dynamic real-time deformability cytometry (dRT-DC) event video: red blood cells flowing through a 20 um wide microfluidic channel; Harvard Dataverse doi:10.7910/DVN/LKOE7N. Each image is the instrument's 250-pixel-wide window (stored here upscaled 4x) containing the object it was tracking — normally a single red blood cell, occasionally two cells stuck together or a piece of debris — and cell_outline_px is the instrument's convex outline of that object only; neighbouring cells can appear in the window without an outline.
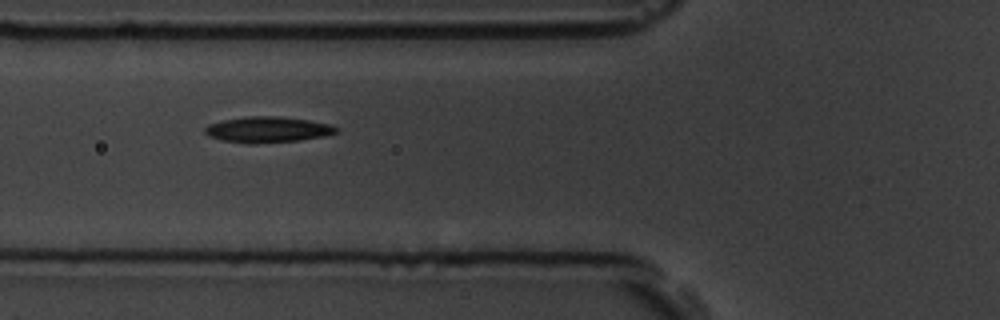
{"species": "common noctule bat (a hibernating species)", "species_latin": "Nyctalus noctula", "temperature_condition": "room temperature", "stored_images_in_passage": 7, "camera_frame_rate_fps": 3000, "um_per_image_px": 0.085, "animal": {"sex": "male", "body_mass_g": 19.5, "forearm_length_mm": 54.6}, "frame": {"image": 1, "passage_image": 6, "time_ms": 6.333, "image_size_px": [1000, 320], "cell_outline_px": [[340, 128], [336, 132], [324, 136], [300, 140], [256, 144], [248, 144], [224, 140], [208, 136], [204, 132], [204, 128], [208, 124], [224, 120], [248, 116], [280, 116], [308, 120], [332, 124]], "centroid_in_image_um": [22.76, 11.01], "position_along_channel_um": 103.0, "area_um2": 19.88}}
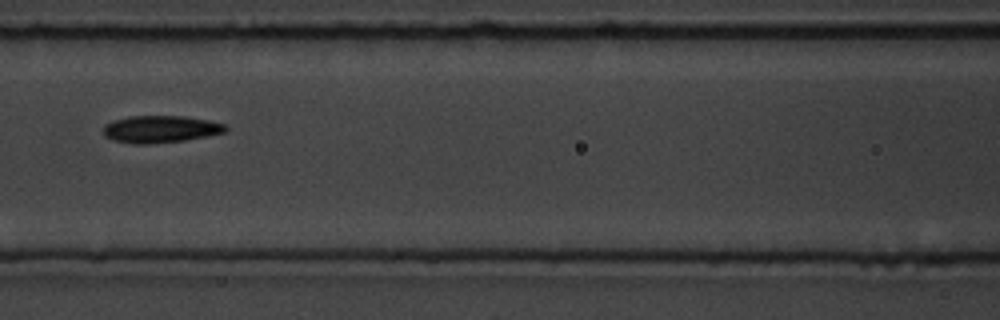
{"frame": {"image": 2, "passage_image": 7, "time_ms": 7.667, "image_size_px": [1000, 320], "cell_outline_px": [[228, 128], [224, 132], [184, 140], [152, 144], [132, 144], [112, 140], [104, 136], [104, 124], [112, 120], [128, 116], [184, 116], [208, 120], [224, 124]], "centroid_in_image_um": [13.57, 10.97], "position_along_channel_um": 153.0, "area_um2": 19.36}}